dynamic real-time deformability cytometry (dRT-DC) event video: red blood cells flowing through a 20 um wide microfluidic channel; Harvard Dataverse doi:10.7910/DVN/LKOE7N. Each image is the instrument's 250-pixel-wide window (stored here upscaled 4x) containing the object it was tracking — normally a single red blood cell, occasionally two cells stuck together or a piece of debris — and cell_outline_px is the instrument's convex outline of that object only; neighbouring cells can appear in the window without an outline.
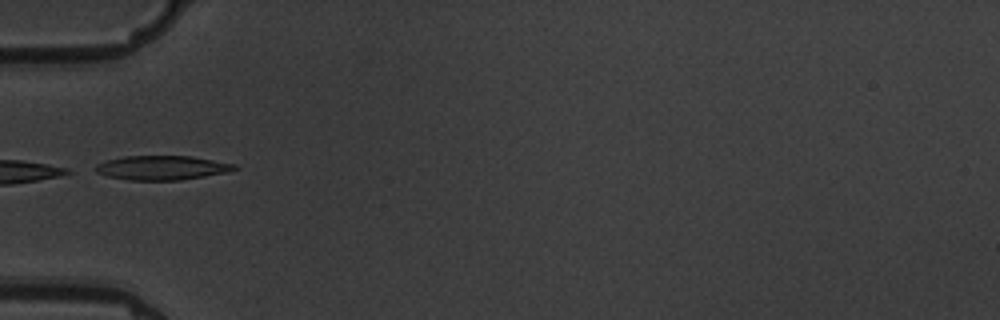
{"species": "common noctule bat (a hibernating species)", "species_latin": "Nyctalus noctula", "temperature_condition": "warm", "stored_images_in_passage": 10, "camera_frame_rate_fps": 3000, "um_per_image_px": 0.085, "animal": {"sex": "male", "body_mass_g": 19.5, "forearm_length_mm": 54.6}, "frame": {"image": 1, "passage_image": 5, "time_ms": 4.667, "image_size_px": [1000, 320], "cell_outline_px": [[240, 168], [228, 172], [180, 180], [128, 180], [108, 176], [96, 172], [96, 164], [108, 160], [124, 156], [192, 156], [236, 164]], "centroid_in_image_um": [13.81, 14.26], "position_along_channel_um": 71.2, "area_um2": 19.59}}
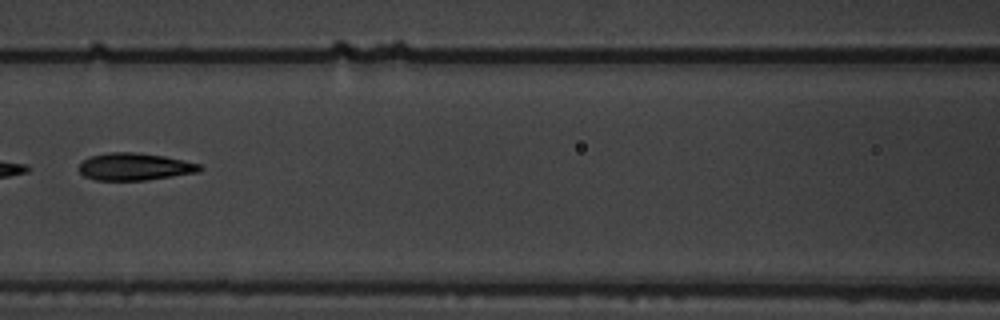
{"frame": {"image": 2, "passage_image": 7, "time_ms": 7.0, "image_size_px": [1000, 320], "cell_outline_px": [[204, 168], [200, 172], [144, 180], [96, 180], [84, 176], [80, 172], [80, 164], [88, 156], [108, 152], [132, 152], [164, 156], [200, 164]], "centroid_in_image_um": [11.45, 14.16], "position_along_channel_um": 155.1, "area_um2": 19.13}}
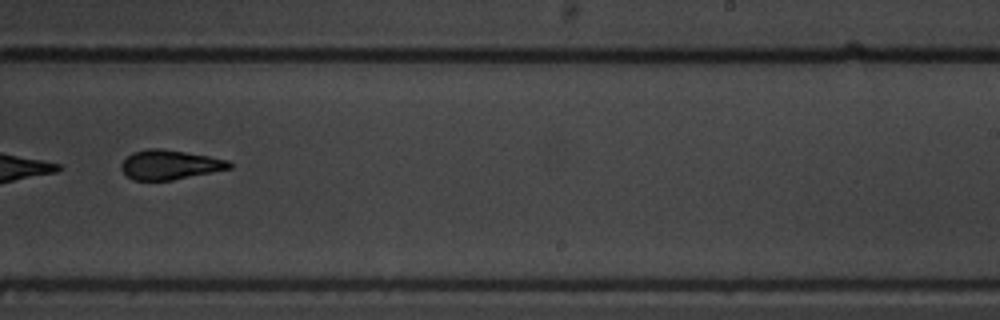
{"frame": {"image": 3, "passage_image": 10, "time_ms": 10.333, "image_size_px": [1000, 320], "cell_outline_px": [[232, 168], [172, 180], [132, 180], [120, 168], [120, 164], [132, 152], [148, 148], [160, 148], [208, 156], [228, 160], [232, 164]], "centroid_in_image_um": [14.41, 14.0], "position_along_channel_um": 274.6, "area_um2": 18.44}}